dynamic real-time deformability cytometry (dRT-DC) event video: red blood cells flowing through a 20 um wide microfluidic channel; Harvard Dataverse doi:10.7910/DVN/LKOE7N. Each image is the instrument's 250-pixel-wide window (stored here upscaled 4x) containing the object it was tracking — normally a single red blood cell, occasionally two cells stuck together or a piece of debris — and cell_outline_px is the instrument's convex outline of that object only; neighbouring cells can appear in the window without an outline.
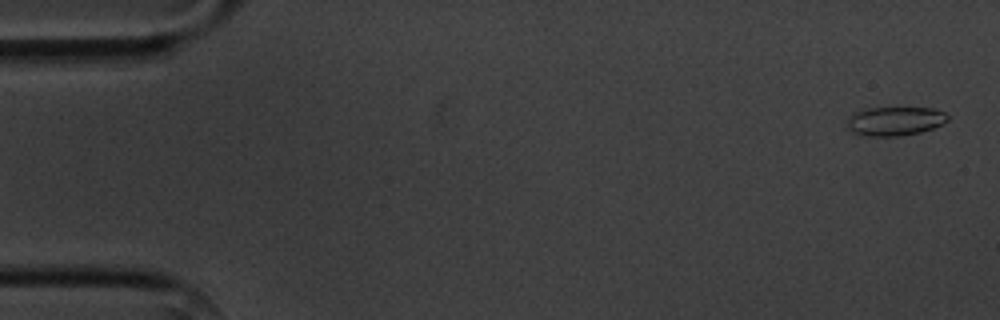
{"species": "common noctule bat (a hibernating species)", "species_latin": "Nyctalus noctula", "temperature_condition": "cold", "stored_images_in_passage": 5, "camera_frame_rate_fps": 3000, "um_per_image_px": 0.085, "animal": {"sex": "male", "body_mass_g": 20.1, "forearm_length_mm": 53.5}, "frame": {"image": 1, "passage_image": 1, "time_ms": 0.0, "image_size_px": [1000, 320], "cell_outline_px": [[948, 120], [932, 128], [920, 132], [900, 136], [868, 136], [852, 132], [848, 128], [848, 116], [856, 112], [868, 108], [932, 108], [944, 112], [948, 116]], "centroid_in_image_um": [76.06, 10.29], "position_along_channel_um": 8.9, "area_um2": 16.76}}